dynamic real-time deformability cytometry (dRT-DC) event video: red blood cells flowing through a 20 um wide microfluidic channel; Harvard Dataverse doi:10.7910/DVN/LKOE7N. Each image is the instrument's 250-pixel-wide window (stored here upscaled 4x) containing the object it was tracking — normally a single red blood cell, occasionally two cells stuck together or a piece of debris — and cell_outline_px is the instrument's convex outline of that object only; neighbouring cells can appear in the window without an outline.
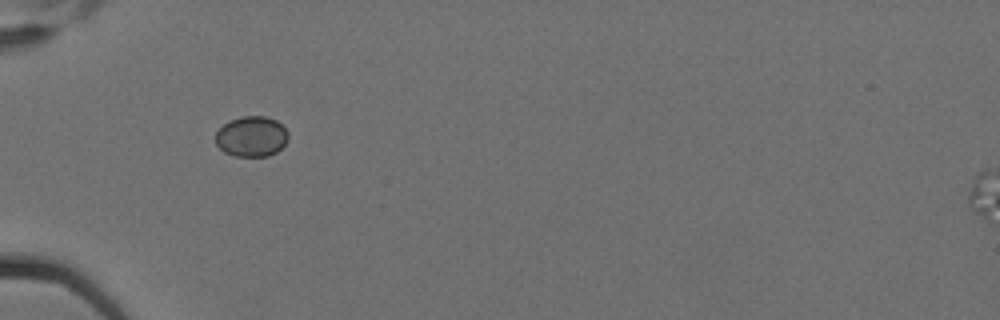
{"species": "Egyptian fruit bat (a non-hibernating species)", "species_latin": "Rousettus aegyptiacus", "temperature_condition": "cold", "stored_images_in_passage": 3, "camera_frame_rate_fps": 3000, "um_per_image_px": 0.085, "animal": {"sex": "female"}, "frame": {"image": 1, "passage_image": 1, "time_ms": 0.0, "image_size_px": [1000, 320], "cell_outline_px": [[288, 140], [276, 152], [268, 156], [236, 156], [224, 152], [216, 144], [216, 132], [224, 124], [240, 116], [264, 116], [276, 120], [288, 132]], "centroid_in_image_um": [21.38, 11.6], "position_along_channel_um": 63.6, "area_um2": 16.99}}
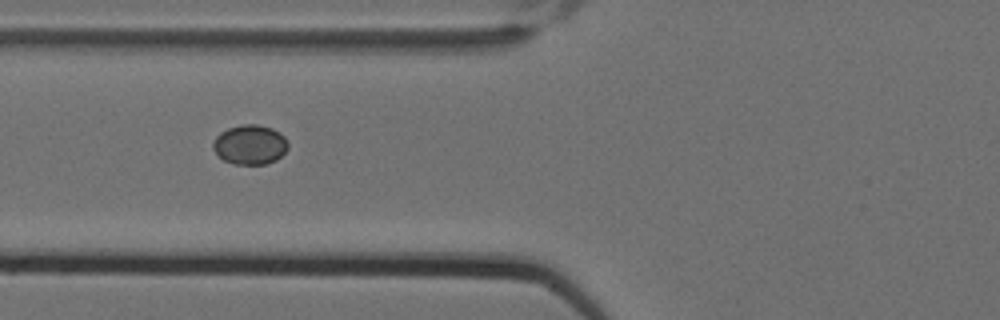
{"frame": {"image": 2, "passage_image": 2, "time_ms": 0.333, "image_size_px": [1000, 320], "cell_outline_px": [[288, 148], [276, 160], [268, 164], [232, 164], [224, 160], [212, 148], [212, 144], [216, 136], [220, 132], [228, 128], [240, 124], [256, 124], [272, 128], [280, 132], [284, 136], [288, 144]], "centroid_in_image_um": [21.25, 12.29], "position_along_channel_um": 104.6, "area_um2": 17.4}}
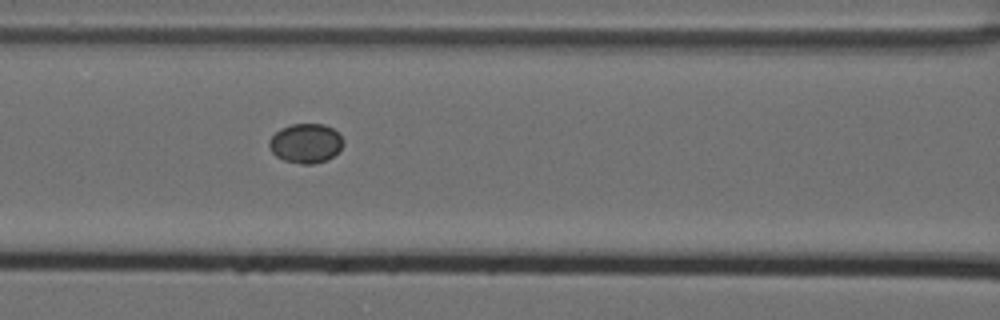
{"frame": {"image": 3, "passage_image": 3, "time_ms": 0.667, "image_size_px": [1000, 320], "cell_outline_px": [[344, 144], [328, 160], [312, 164], [300, 164], [284, 160], [276, 156], [272, 152], [268, 144], [268, 140], [280, 128], [292, 124], [324, 124], [332, 128], [344, 140]], "centroid_in_image_um": [25.97, 12.18], "position_along_channel_um": 140.6, "area_um2": 16.99}}